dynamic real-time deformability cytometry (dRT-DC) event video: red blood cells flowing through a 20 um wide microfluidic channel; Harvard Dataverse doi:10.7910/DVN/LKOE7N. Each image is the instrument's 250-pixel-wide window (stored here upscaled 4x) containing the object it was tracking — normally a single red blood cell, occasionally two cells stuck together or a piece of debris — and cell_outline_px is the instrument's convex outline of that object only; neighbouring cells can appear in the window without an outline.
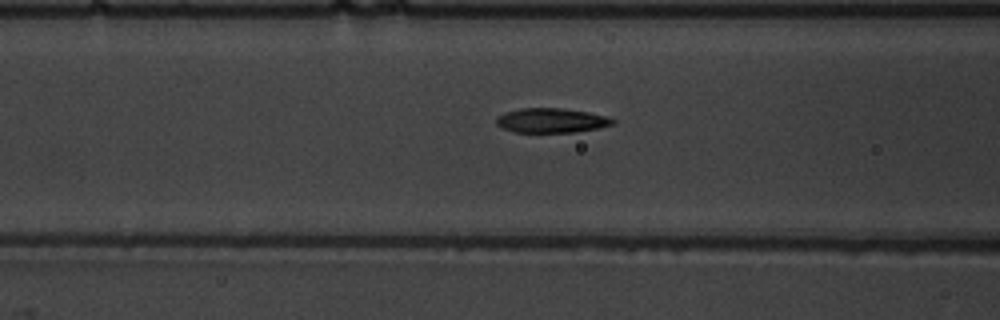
{"species": "common noctule bat (a hibernating species)", "species_latin": "Nyctalus noctula", "temperature_condition": "warm", "stored_images_in_passage": 41, "camera_frame_rate_fps": 3000, "um_per_image_px": 0.085, "animal": {"sex": "male", "body_mass_g": 19.5, "forearm_length_mm": 54.6}, "frame": {"image": 1, "passage_image": 10, "time_ms": 3.0, "image_size_px": [1000, 320], "cell_outline_px": [[616, 124], [576, 132], [512, 132], [496, 124], [496, 116], [504, 112], [520, 108], [560, 108], [588, 112], [604, 116], [616, 120]], "centroid_in_image_um": [46.84, 10.24], "position_along_channel_um": 119.8, "area_um2": 16.65}}
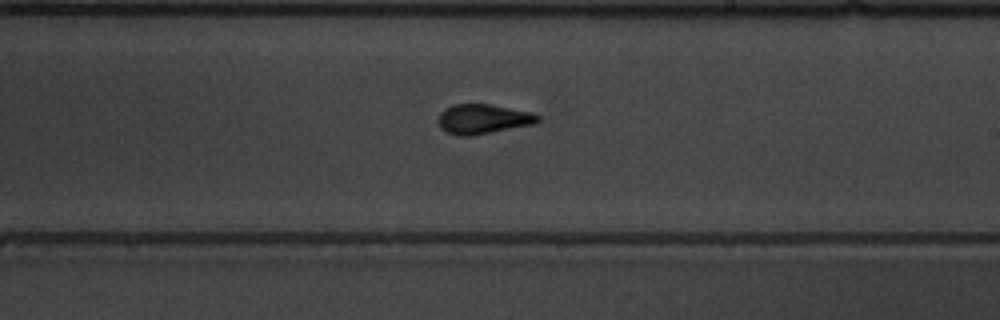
{"frame": {"image": 2, "passage_image": 20, "time_ms": 6.333, "image_size_px": [1000, 320], "cell_outline_px": [[540, 120], [536, 124], [472, 136], [456, 136], [440, 128], [436, 120], [440, 112], [444, 108], [452, 104], [488, 104], [532, 112], [540, 116]], "centroid_in_image_um": [41.03, 10.12], "position_along_channel_um": 248.0, "area_um2": 17.57}}
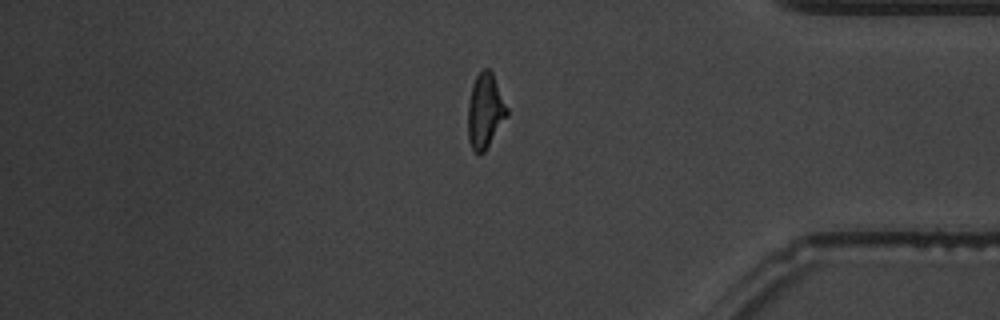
{"frame": {"image": 3, "passage_image": 33, "time_ms": 10.667, "image_size_px": [1000, 320], "cell_outline_px": [[508, 116], [484, 152], [480, 156], [472, 148], [468, 140], [468, 104], [472, 84], [476, 76], [484, 68], [488, 68], [492, 72], [508, 108]], "centroid_in_image_um": [41.24, 9.44], "position_along_channel_um": 394.0, "area_um2": 17.05}, "authors_computed_cell_mechanics": {"area_um2": 17.051, "velocity_mm_per_s": 3.8572, "shape_relaxation_time_tau1_ms": 5.0583, "shape_relaxation_time_tau2_ms": 1.4152, "deformation_change_tau1": 0.2177, "deformation_change_tau2": 0.0822}}